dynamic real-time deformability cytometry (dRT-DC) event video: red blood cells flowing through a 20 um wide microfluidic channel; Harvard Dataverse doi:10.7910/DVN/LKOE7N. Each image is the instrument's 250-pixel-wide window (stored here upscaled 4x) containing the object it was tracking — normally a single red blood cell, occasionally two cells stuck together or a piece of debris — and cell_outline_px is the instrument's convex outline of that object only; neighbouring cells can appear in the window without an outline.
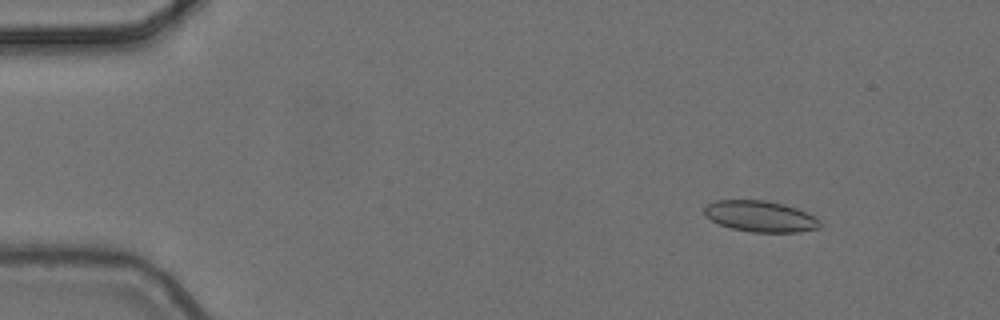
{"species": "common noctule bat (a hibernating species)", "species_latin": "Nyctalus noctula", "temperature_condition": "cold", "stored_images_in_passage": 3, "camera_frame_rate_fps": 3000, "um_per_image_px": 0.085, "animal": {"sex": "female", "body_mass_g": 24.6, "forearm_length_mm": 56.2}, "frame": {"image": 1, "passage_image": 1, "time_ms": 0.0, "image_size_px": [1000, 320], "cell_outline_px": [[820, 228], [800, 232], [752, 232], [732, 228], [720, 224], [704, 216], [704, 208], [708, 204], [716, 200], [764, 200], [784, 204], [808, 212], [820, 220]], "centroid_in_image_um": [64.65, 18.39], "position_along_channel_um": 20.4, "area_um2": 20.98}}
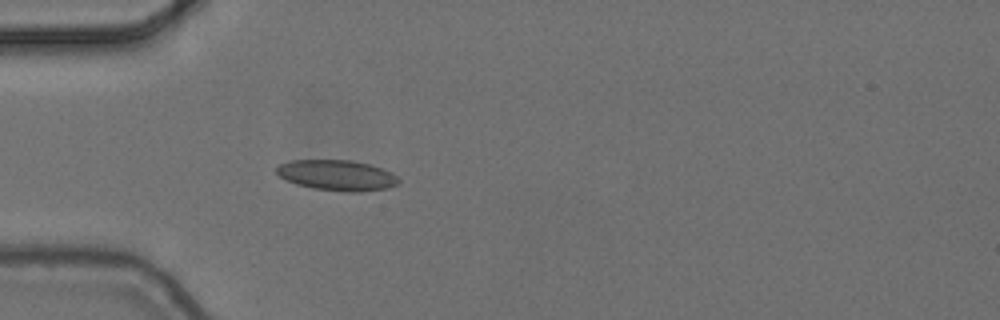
{"frame": {"image": 2, "passage_image": 3, "time_ms": 0.667, "image_size_px": [1000, 320], "cell_outline_px": [[400, 180], [396, 184], [388, 188], [360, 192], [348, 192], [312, 188], [296, 184], [280, 176], [276, 172], [276, 168], [280, 164], [292, 160], [352, 160], [368, 164], [392, 172]], "centroid_in_image_um": [28.65, 14.9], "position_along_channel_um": 56.3, "area_um2": 21.62}}